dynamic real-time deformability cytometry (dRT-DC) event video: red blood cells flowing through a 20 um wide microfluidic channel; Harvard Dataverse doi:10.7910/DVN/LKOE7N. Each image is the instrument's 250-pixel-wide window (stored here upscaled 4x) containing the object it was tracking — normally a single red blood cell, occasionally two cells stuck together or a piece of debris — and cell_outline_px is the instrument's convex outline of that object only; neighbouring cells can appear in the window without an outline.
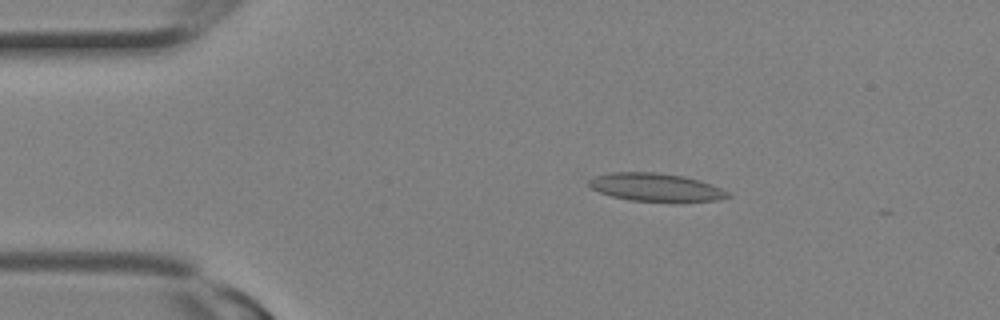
{"species": "Egyptian fruit bat (a non-hibernating species)", "species_latin": "Rousettus aegyptiacus", "temperature_condition": "room temperature", "stored_images_in_passage": 2, "camera_frame_rate_fps": 3000, "um_per_image_px": 0.085, "animal": {"sex": "female"}, "frame": {"image": 1, "passage_image": 1, "time_ms": 0.0, "image_size_px": [1000, 320], "cell_outline_px": [[732, 196], [720, 200], [628, 200], [612, 196], [600, 192], [592, 188], [588, 184], [588, 180], [592, 176], [612, 172], [656, 172], [684, 176], [720, 188], [728, 192]], "centroid_in_image_um": [55.66, 15.89], "position_along_channel_um": 29.3, "area_um2": 22.08}}